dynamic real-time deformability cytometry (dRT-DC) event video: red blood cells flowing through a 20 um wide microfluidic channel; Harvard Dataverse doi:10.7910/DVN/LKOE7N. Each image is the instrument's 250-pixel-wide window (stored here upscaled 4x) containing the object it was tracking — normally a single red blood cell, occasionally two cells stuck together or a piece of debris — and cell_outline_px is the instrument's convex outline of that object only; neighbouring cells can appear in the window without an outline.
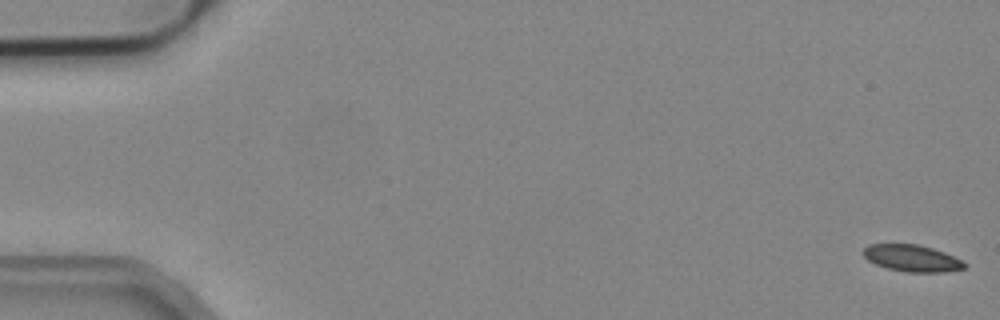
{"species": "common noctule bat (a hibernating species)", "species_latin": "Nyctalus noctula", "temperature_condition": "cold", "stored_images_in_passage": 5, "camera_frame_rate_fps": 3000, "um_per_image_px": 0.085, "animal": {"sex": "male", "body_mass_g": 19.2, "forearm_length_mm": 51.8}, "frame": {"image": 1, "passage_image": 1, "time_ms": 0.0, "image_size_px": [1000, 320], "cell_outline_px": [[968, 264], [964, 268], [948, 272], [908, 272], [888, 268], [876, 264], [868, 260], [864, 256], [864, 248], [868, 244], [916, 244], [932, 248], [944, 252]], "centroid_in_image_um": [77.53, 21.95], "position_along_channel_um": 7.5, "area_um2": 15.61}}
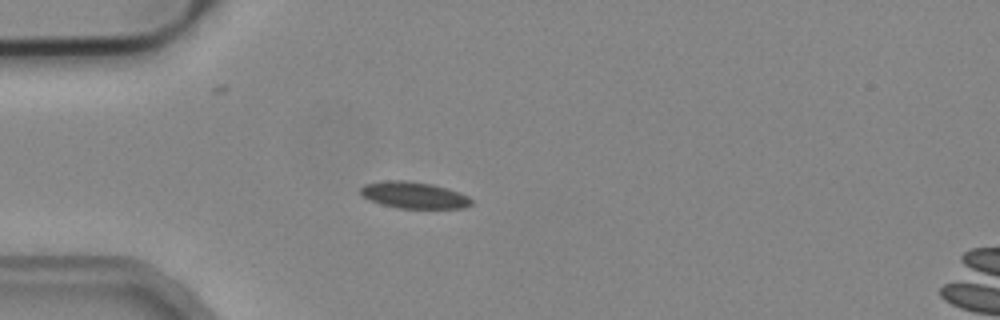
{"frame": {"image": 2, "passage_image": 5, "time_ms": 1.333, "image_size_px": [1000, 320], "cell_outline_px": [[472, 204], [464, 208], [396, 208], [380, 204], [368, 200], [360, 192], [360, 188], [364, 184], [384, 180], [404, 180], [432, 184], [468, 196], [472, 200]], "centroid_in_image_um": [35.13, 16.59], "position_along_channel_um": 49.9, "area_um2": 17.11}}